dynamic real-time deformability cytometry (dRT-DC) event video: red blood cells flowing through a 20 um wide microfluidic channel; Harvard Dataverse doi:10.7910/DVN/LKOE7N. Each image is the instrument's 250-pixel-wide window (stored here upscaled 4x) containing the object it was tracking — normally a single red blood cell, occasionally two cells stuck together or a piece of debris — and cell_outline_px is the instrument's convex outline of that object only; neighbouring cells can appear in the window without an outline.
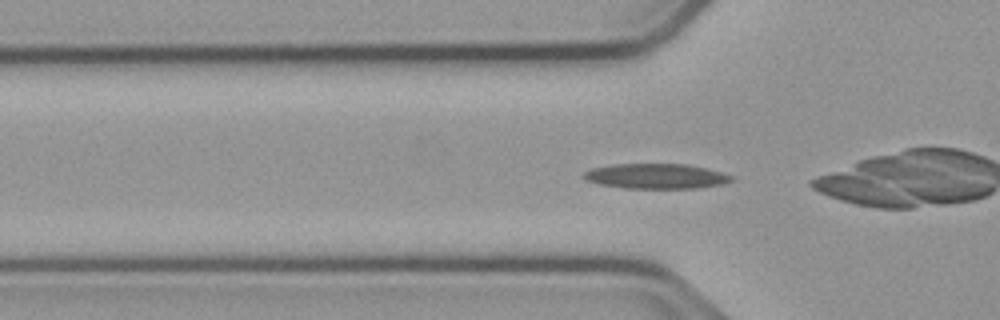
{"species": "common noctule bat (a hibernating species)", "species_latin": "Nyctalus noctula", "temperature_condition": "cold", "stored_images_in_passage": 44, "camera_frame_rate_fps": 3000, "um_per_image_px": 0.085, "animal": {"sex": "male", "body_mass_g": 23.1, "forearm_length_mm": 52.7}, "frame": {"image": 1, "passage_image": 6, "time_ms": 1.667, "image_size_px": [1000, 320], "cell_outline_px": [[732, 180], [724, 184], [696, 188], [624, 188], [600, 184], [584, 180], [584, 172], [592, 168], [612, 164], [688, 164], [720, 172], [732, 176]], "centroid_in_image_um": [55.74, 14.97], "position_along_channel_um": 70.1, "area_um2": 21.44}}
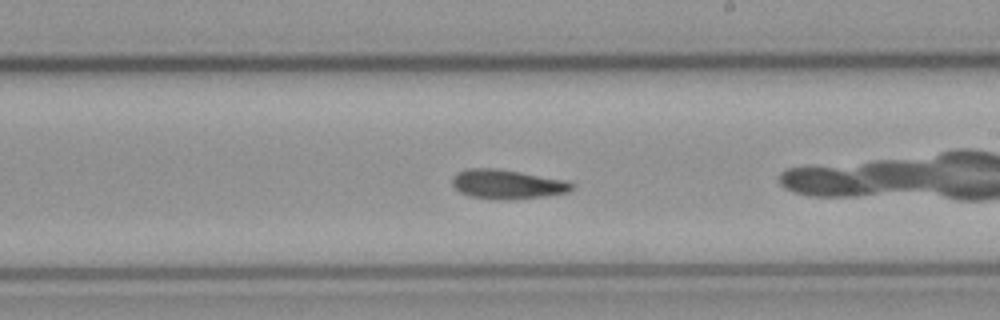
{"frame": {"image": 2, "passage_image": 20, "time_ms": 6.333, "image_size_px": [1000, 320], "cell_outline_px": [[576, 188], [568, 192], [544, 196], [508, 200], [468, 196], [460, 192], [452, 184], [452, 180], [456, 172], [468, 168], [496, 168], [568, 180], [576, 184]], "centroid_in_image_um": [43.16, 15.65], "position_along_channel_um": 245.8, "area_um2": 20.58}}
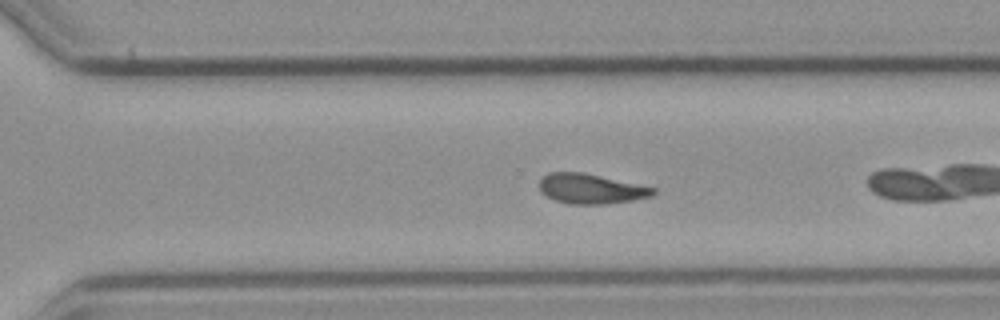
{"frame": {"image": 3, "passage_image": 26, "time_ms": 8.333, "image_size_px": [1000, 320], "cell_outline_px": [[656, 192], [652, 196], [632, 200], [608, 204], [568, 204], [556, 200], [540, 192], [540, 180], [548, 172], [580, 172], [656, 188]], "centroid_in_image_um": [50.22, 16.05], "position_along_channel_um": 320.4, "area_um2": 19.59}, "authors_computed_cell_mechanics": {"area_um2": 19.8254, "velocity_mm_per_s": 3.7491, "shape_relaxation_time_tau1_ms": 8.727, "shape_relaxation_time_tau2_ms": 7.4909, "deformation_change_tau1": 0.1986, "deformation_change_tau2": 0.1507}}